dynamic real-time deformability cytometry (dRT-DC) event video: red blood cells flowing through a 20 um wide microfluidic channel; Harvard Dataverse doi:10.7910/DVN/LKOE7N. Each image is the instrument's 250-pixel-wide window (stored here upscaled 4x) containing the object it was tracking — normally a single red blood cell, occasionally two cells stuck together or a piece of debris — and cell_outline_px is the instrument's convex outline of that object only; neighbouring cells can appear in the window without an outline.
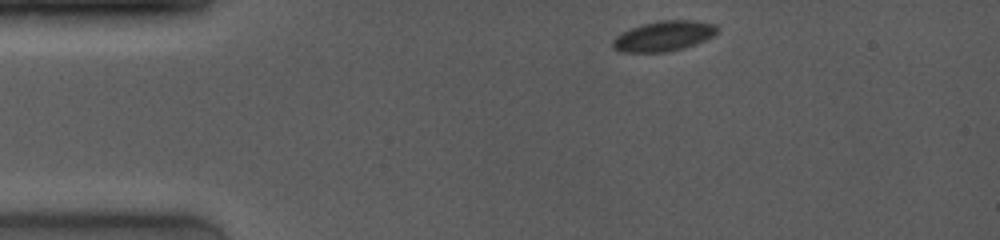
{"species": "common noctule bat (a hibernating species)", "species_latin": "Nyctalus noctula", "temperature_condition": "room temperature", "stored_images_in_passage": 15, "camera_frame_rate_fps": 4000, "um_per_image_px": 0.085, "animal": {"sex": "female", "body_mass_g": 19.0, "forearm_length_mm": 53.3}, "frame": {"image": 1, "passage_image": 1, "time_ms": 0.0, "image_size_px": [1000, 240], "cell_outline_px": [[720, 28], [712, 36], [704, 40], [684, 48], [668, 52], [620, 52], [612, 48], [612, 40], [620, 32], [644, 24], [660, 20], [692, 20], [716, 24]], "centroid_in_image_um": [56.39, 3.07], "position_along_channel_um": 28.6, "area_um2": 18.44}}
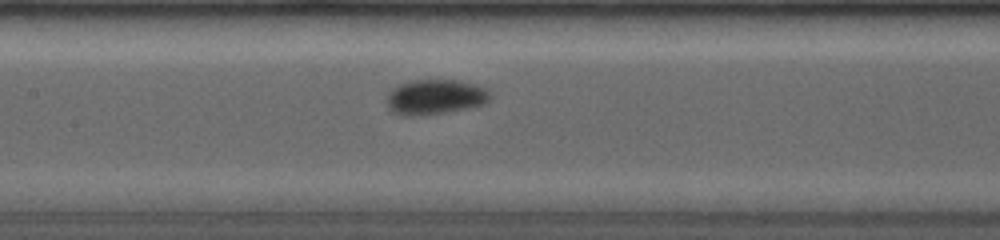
{"frame": {"image": 2, "passage_image": 9, "time_ms": 5.0, "image_size_px": [1000, 240], "cell_outline_px": [[492, 96], [484, 104], [444, 112], [408, 116], [400, 116], [392, 112], [388, 108], [388, 92], [392, 88], [408, 80], [460, 80], [476, 84], [488, 88], [492, 92]], "centroid_in_image_um": [37.0, 8.22], "position_along_channel_um": 170.4, "area_um2": 21.21}}
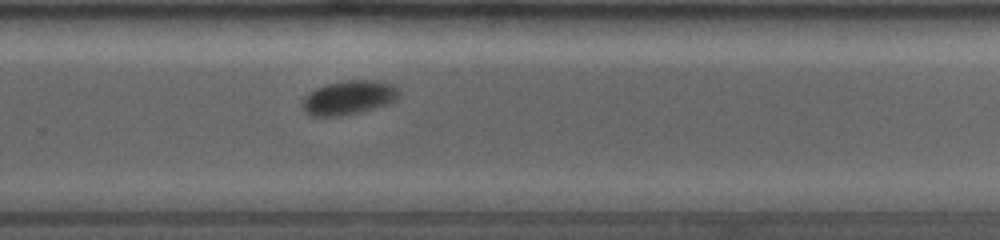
{"frame": {"image": 3, "passage_image": 15, "time_ms": 8.25, "image_size_px": [1000, 240], "cell_outline_px": [[400, 96], [392, 104], [360, 112], [340, 116], [308, 116], [304, 112], [300, 104], [304, 96], [316, 88], [324, 84], [344, 80], [380, 80], [392, 84], [400, 88]], "centroid_in_image_um": [29.67, 8.29], "position_along_channel_um": 300.1, "area_um2": 19.88}}